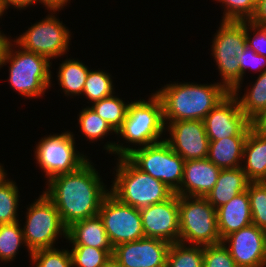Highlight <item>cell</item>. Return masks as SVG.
<instances>
[{
	"instance_id": "1",
	"label": "cell",
	"mask_w": 266,
	"mask_h": 267,
	"mask_svg": "<svg viewBox=\"0 0 266 267\" xmlns=\"http://www.w3.org/2000/svg\"><path fill=\"white\" fill-rule=\"evenodd\" d=\"M90 160L80 169L51 178L43 193L54 203L66 227L98 214L109 190Z\"/></svg>"
},
{
	"instance_id": "2",
	"label": "cell",
	"mask_w": 266,
	"mask_h": 267,
	"mask_svg": "<svg viewBox=\"0 0 266 267\" xmlns=\"http://www.w3.org/2000/svg\"><path fill=\"white\" fill-rule=\"evenodd\" d=\"M230 92L220 83H171L155 94L163 105L164 123L182 120H204L205 116Z\"/></svg>"
},
{
	"instance_id": "3",
	"label": "cell",
	"mask_w": 266,
	"mask_h": 267,
	"mask_svg": "<svg viewBox=\"0 0 266 267\" xmlns=\"http://www.w3.org/2000/svg\"><path fill=\"white\" fill-rule=\"evenodd\" d=\"M104 149L118 158L127 157L138 169L159 179L174 193L180 188L185 160L165 140L140 148L108 141Z\"/></svg>"
},
{
	"instance_id": "4",
	"label": "cell",
	"mask_w": 266,
	"mask_h": 267,
	"mask_svg": "<svg viewBox=\"0 0 266 267\" xmlns=\"http://www.w3.org/2000/svg\"><path fill=\"white\" fill-rule=\"evenodd\" d=\"M114 169L116 177L109 192L122 203L141 209L166 201L174 194L159 179L138 169L127 157L117 158Z\"/></svg>"
},
{
	"instance_id": "5",
	"label": "cell",
	"mask_w": 266,
	"mask_h": 267,
	"mask_svg": "<svg viewBox=\"0 0 266 267\" xmlns=\"http://www.w3.org/2000/svg\"><path fill=\"white\" fill-rule=\"evenodd\" d=\"M7 46L3 64H10L9 85L26 98H38L44 95L46 90L51 87L52 62L40 54L29 52L16 46V43ZM19 47L17 51L12 47ZM21 49V50H20ZM10 62V63H9Z\"/></svg>"
},
{
	"instance_id": "6",
	"label": "cell",
	"mask_w": 266,
	"mask_h": 267,
	"mask_svg": "<svg viewBox=\"0 0 266 267\" xmlns=\"http://www.w3.org/2000/svg\"><path fill=\"white\" fill-rule=\"evenodd\" d=\"M212 41V56L218 66L220 82L229 92L239 93L241 68L236 55L247 47L246 21H222Z\"/></svg>"
},
{
	"instance_id": "7",
	"label": "cell",
	"mask_w": 266,
	"mask_h": 267,
	"mask_svg": "<svg viewBox=\"0 0 266 267\" xmlns=\"http://www.w3.org/2000/svg\"><path fill=\"white\" fill-rule=\"evenodd\" d=\"M179 242L208 246L222 242L216 209L200 196L178 195Z\"/></svg>"
},
{
	"instance_id": "8",
	"label": "cell",
	"mask_w": 266,
	"mask_h": 267,
	"mask_svg": "<svg viewBox=\"0 0 266 267\" xmlns=\"http://www.w3.org/2000/svg\"><path fill=\"white\" fill-rule=\"evenodd\" d=\"M166 131L162 101L152 93L148 101L140 99L129 104L126 118L116 134L126 143H133L140 148L164 140L161 137Z\"/></svg>"
},
{
	"instance_id": "9",
	"label": "cell",
	"mask_w": 266,
	"mask_h": 267,
	"mask_svg": "<svg viewBox=\"0 0 266 267\" xmlns=\"http://www.w3.org/2000/svg\"><path fill=\"white\" fill-rule=\"evenodd\" d=\"M35 200L27 207L26 224L22 228L29 255L40 249L54 248L60 235L67 240V227L54 203L43 192Z\"/></svg>"
},
{
	"instance_id": "10",
	"label": "cell",
	"mask_w": 266,
	"mask_h": 267,
	"mask_svg": "<svg viewBox=\"0 0 266 267\" xmlns=\"http://www.w3.org/2000/svg\"><path fill=\"white\" fill-rule=\"evenodd\" d=\"M49 13L45 19L28 27V30L19 35L12 42L26 51L34 52L47 57L49 60L58 58L67 53L71 32L62 21L54 16L56 11L63 7H47Z\"/></svg>"
},
{
	"instance_id": "11",
	"label": "cell",
	"mask_w": 266,
	"mask_h": 267,
	"mask_svg": "<svg viewBox=\"0 0 266 267\" xmlns=\"http://www.w3.org/2000/svg\"><path fill=\"white\" fill-rule=\"evenodd\" d=\"M74 134L69 131L48 135L36 144L35 158L47 180L60 174L72 173L89 161L75 147Z\"/></svg>"
},
{
	"instance_id": "12",
	"label": "cell",
	"mask_w": 266,
	"mask_h": 267,
	"mask_svg": "<svg viewBox=\"0 0 266 267\" xmlns=\"http://www.w3.org/2000/svg\"><path fill=\"white\" fill-rule=\"evenodd\" d=\"M113 247L145 237L140 210L122 203L110 192L98 212Z\"/></svg>"
},
{
	"instance_id": "13",
	"label": "cell",
	"mask_w": 266,
	"mask_h": 267,
	"mask_svg": "<svg viewBox=\"0 0 266 267\" xmlns=\"http://www.w3.org/2000/svg\"><path fill=\"white\" fill-rule=\"evenodd\" d=\"M209 141L232 136H247L254 125L241 111L238 99L230 92L204 118Z\"/></svg>"
},
{
	"instance_id": "14",
	"label": "cell",
	"mask_w": 266,
	"mask_h": 267,
	"mask_svg": "<svg viewBox=\"0 0 266 267\" xmlns=\"http://www.w3.org/2000/svg\"><path fill=\"white\" fill-rule=\"evenodd\" d=\"M164 124L170 134L164 140L185 161L208 157L209 139L204 121L182 120Z\"/></svg>"
},
{
	"instance_id": "15",
	"label": "cell",
	"mask_w": 266,
	"mask_h": 267,
	"mask_svg": "<svg viewBox=\"0 0 266 267\" xmlns=\"http://www.w3.org/2000/svg\"><path fill=\"white\" fill-rule=\"evenodd\" d=\"M139 210L145 237L164 240L170 244L179 242V205L176 193L166 201Z\"/></svg>"
},
{
	"instance_id": "16",
	"label": "cell",
	"mask_w": 266,
	"mask_h": 267,
	"mask_svg": "<svg viewBox=\"0 0 266 267\" xmlns=\"http://www.w3.org/2000/svg\"><path fill=\"white\" fill-rule=\"evenodd\" d=\"M222 243L238 267H266V230L252 223L228 235Z\"/></svg>"
},
{
	"instance_id": "17",
	"label": "cell",
	"mask_w": 266,
	"mask_h": 267,
	"mask_svg": "<svg viewBox=\"0 0 266 267\" xmlns=\"http://www.w3.org/2000/svg\"><path fill=\"white\" fill-rule=\"evenodd\" d=\"M170 243L144 237L113 248L112 260L120 267H166Z\"/></svg>"
},
{
	"instance_id": "18",
	"label": "cell",
	"mask_w": 266,
	"mask_h": 267,
	"mask_svg": "<svg viewBox=\"0 0 266 267\" xmlns=\"http://www.w3.org/2000/svg\"><path fill=\"white\" fill-rule=\"evenodd\" d=\"M221 170L207 158L186 160L183 180L175 193L182 196L205 197L216 184Z\"/></svg>"
},
{
	"instance_id": "19",
	"label": "cell",
	"mask_w": 266,
	"mask_h": 267,
	"mask_svg": "<svg viewBox=\"0 0 266 267\" xmlns=\"http://www.w3.org/2000/svg\"><path fill=\"white\" fill-rule=\"evenodd\" d=\"M221 241L228 235L252 224L250 199L247 190L216 209Z\"/></svg>"
},
{
	"instance_id": "20",
	"label": "cell",
	"mask_w": 266,
	"mask_h": 267,
	"mask_svg": "<svg viewBox=\"0 0 266 267\" xmlns=\"http://www.w3.org/2000/svg\"><path fill=\"white\" fill-rule=\"evenodd\" d=\"M242 161L245 164L241 168L250 182H266V133L255 125L247 135Z\"/></svg>"
},
{
	"instance_id": "21",
	"label": "cell",
	"mask_w": 266,
	"mask_h": 267,
	"mask_svg": "<svg viewBox=\"0 0 266 267\" xmlns=\"http://www.w3.org/2000/svg\"><path fill=\"white\" fill-rule=\"evenodd\" d=\"M67 239L72 245L98 249H113L99 214L72 223L67 227Z\"/></svg>"
},
{
	"instance_id": "22",
	"label": "cell",
	"mask_w": 266,
	"mask_h": 267,
	"mask_svg": "<svg viewBox=\"0 0 266 267\" xmlns=\"http://www.w3.org/2000/svg\"><path fill=\"white\" fill-rule=\"evenodd\" d=\"M249 183L250 181L241 167L222 169L216 184L205 198L217 209L246 191Z\"/></svg>"
},
{
	"instance_id": "23",
	"label": "cell",
	"mask_w": 266,
	"mask_h": 267,
	"mask_svg": "<svg viewBox=\"0 0 266 267\" xmlns=\"http://www.w3.org/2000/svg\"><path fill=\"white\" fill-rule=\"evenodd\" d=\"M246 138L247 136H232L209 141L207 159L221 169L241 167Z\"/></svg>"
},
{
	"instance_id": "24",
	"label": "cell",
	"mask_w": 266,
	"mask_h": 267,
	"mask_svg": "<svg viewBox=\"0 0 266 267\" xmlns=\"http://www.w3.org/2000/svg\"><path fill=\"white\" fill-rule=\"evenodd\" d=\"M57 74L59 85L65 96L82 95L85 81L89 73L88 66L76 59H66L59 66Z\"/></svg>"
},
{
	"instance_id": "25",
	"label": "cell",
	"mask_w": 266,
	"mask_h": 267,
	"mask_svg": "<svg viewBox=\"0 0 266 267\" xmlns=\"http://www.w3.org/2000/svg\"><path fill=\"white\" fill-rule=\"evenodd\" d=\"M246 90L242 97L238 93L233 94L238 99L241 111L254 123L266 112V71L259 74L252 87Z\"/></svg>"
},
{
	"instance_id": "26",
	"label": "cell",
	"mask_w": 266,
	"mask_h": 267,
	"mask_svg": "<svg viewBox=\"0 0 266 267\" xmlns=\"http://www.w3.org/2000/svg\"><path fill=\"white\" fill-rule=\"evenodd\" d=\"M175 242L167 253L166 267H203L204 246Z\"/></svg>"
},
{
	"instance_id": "27",
	"label": "cell",
	"mask_w": 266,
	"mask_h": 267,
	"mask_svg": "<svg viewBox=\"0 0 266 267\" xmlns=\"http://www.w3.org/2000/svg\"><path fill=\"white\" fill-rule=\"evenodd\" d=\"M125 103V101L112 94L93 103L90 107L117 131L122 126L127 115L130 103Z\"/></svg>"
},
{
	"instance_id": "28",
	"label": "cell",
	"mask_w": 266,
	"mask_h": 267,
	"mask_svg": "<svg viewBox=\"0 0 266 267\" xmlns=\"http://www.w3.org/2000/svg\"><path fill=\"white\" fill-rule=\"evenodd\" d=\"M70 250L72 267H106L112 261L113 249L72 245Z\"/></svg>"
},
{
	"instance_id": "29",
	"label": "cell",
	"mask_w": 266,
	"mask_h": 267,
	"mask_svg": "<svg viewBox=\"0 0 266 267\" xmlns=\"http://www.w3.org/2000/svg\"><path fill=\"white\" fill-rule=\"evenodd\" d=\"M5 174L0 180V224H10L19 221L17 208L19 206V190L16 182L6 179Z\"/></svg>"
},
{
	"instance_id": "30",
	"label": "cell",
	"mask_w": 266,
	"mask_h": 267,
	"mask_svg": "<svg viewBox=\"0 0 266 267\" xmlns=\"http://www.w3.org/2000/svg\"><path fill=\"white\" fill-rule=\"evenodd\" d=\"M20 222L0 224V260L8 263L16 257L21 245L26 246Z\"/></svg>"
},
{
	"instance_id": "31",
	"label": "cell",
	"mask_w": 266,
	"mask_h": 267,
	"mask_svg": "<svg viewBox=\"0 0 266 267\" xmlns=\"http://www.w3.org/2000/svg\"><path fill=\"white\" fill-rule=\"evenodd\" d=\"M111 77L110 73L104 70H89L82 95H85L91 103H95L115 94Z\"/></svg>"
},
{
	"instance_id": "32",
	"label": "cell",
	"mask_w": 266,
	"mask_h": 267,
	"mask_svg": "<svg viewBox=\"0 0 266 267\" xmlns=\"http://www.w3.org/2000/svg\"><path fill=\"white\" fill-rule=\"evenodd\" d=\"M78 122L84 137L91 142L104 139L105 135L114 134L116 131L89 106L83 108L79 113Z\"/></svg>"
},
{
	"instance_id": "33",
	"label": "cell",
	"mask_w": 266,
	"mask_h": 267,
	"mask_svg": "<svg viewBox=\"0 0 266 267\" xmlns=\"http://www.w3.org/2000/svg\"><path fill=\"white\" fill-rule=\"evenodd\" d=\"M252 223L266 230V182H250L247 187Z\"/></svg>"
},
{
	"instance_id": "34",
	"label": "cell",
	"mask_w": 266,
	"mask_h": 267,
	"mask_svg": "<svg viewBox=\"0 0 266 267\" xmlns=\"http://www.w3.org/2000/svg\"><path fill=\"white\" fill-rule=\"evenodd\" d=\"M61 250L54 247L34 251L30 255L31 262L34 267H72L70 251Z\"/></svg>"
},
{
	"instance_id": "35",
	"label": "cell",
	"mask_w": 266,
	"mask_h": 267,
	"mask_svg": "<svg viewBox=\"0 0 266 267\" xmlns=\"http://www.w3.org/2000/svg\"><path fill=\"white\" fill-rule=\"evenodd\" d=\"M224 8L221 21H250L255 13L256 4L252 0H215Z\"/></svg>"
},
{
	"instance_id": "36",
	"label": "cell",
	"mask_w": 266,
	"mask_h": 267,
	"mask_svg": "<svg viewBox=\"0 0 266 267\" xmlns=\"http://www.w3.org/2000/svg\"><path fill=\"white\" fill-rule=\"evenodd\" d=\"M203 267H238L229 250L220 242L204 246Z\"/></svg>"
},
{
	"instance_id": "37",
	"label": "cell",
	"mask_w": 266,
	"mask_h": 267,
	"mask_svg": "<svg viewBox=\"0 0 266 267\" xmlns=\"http://www.w3.org/2000/svg\"><path fill=\"white\" fill-rule=\"evenodd\" d=\"M249 32H253V38ZM246 40L247 46L250 49L266 57V26L257 25L252 21H246Z\"/></svg>"
},
{
	"instance_id": "38",
	"label": "cell",
	"mask_w": 266,
	"mask_h": 267,
	"mask_svg": "<svg viewBox=\"0 0 266 267\" xmlns=\"http://www.w3.org/2000/svg\"><path fill=\"white\" fill-rule=\"evenodd\" d=\"M236 57L238 58V62L241 68V83L240 84H243L242 83L243 77L248 67L250 70L254 69L255 71L260 72V74L263 71H266V57L259 55L253 49H250L248 46L245 48L243 53H240V55H236Z\"/></svg>"
},
{
	"instance_id": "39",
	"label": "cell",
	"mask_w": 266,
	"mask_h": 267,
	"mask_svg": "<svg viewBox=\"0 0 266 267\" xmlns=\"http://www.w3.org/2000/svg\"><path fill=\"white\" fill-rule=\"evenodd\" d=\"M250 21L257 25L266 26V0H260L256 4L255 13Z\"/></svg>"
},
{
	"instance_id": "40",
	"label": "cell",
	"mask_w": 266,
	"mask_h": 267,
	"mask_svg": "<svg viewBox=\"0 0 266 267\" xmlns=\"http://www.w3.org/2000/svg\"><path fill=\"white\" fill-rule=\"evenodd\" d=\"M34 3L35 0H0V6L4 11L11 5L16 9L23 10Z\"/></svg>"
},
{
	"instance_id": "41",
	"label": "cell",
	"mask_w": 266,
	"mask_h": 267,
	"mask_svg": "<svg viewBox=\"0 0 266 267\" xmlns=\"http://www.w3.org/2000/svg\"><path fill=\"white\" fill-rule=\"evenodd\" d=\"M10 41H11L10 37L5 36L4 33H0V68L4 66L3 59L5 56L7 46L10 43Z\"/></svg>"
},
{
	"instance_id": "42",
	"label": "cell",
	"mask_w": 266,
	"mask_h": 267,
	"mask_svg": "<svg viewBox=\"0 0 266 267\" xmlns=\"http://www.w3.org/2000/svg\"><path fill=\"white\" fill-rule=\"evenodd\" d=\"M41 3L47 7H64L70 0H35L36 3Z\"/></svg>"
},
{
	"instance_id": "43",
	"label": "cell",
	"mask_w": 266,
	"mask_h": 267,
	"mask_svg": "<svg viewBox=\"0 0 266 267\" xmlns=\"http://www.w3.org/2000/svg\"><path fill=\"white\" fill-rule=\"evenodd\" d=\"M254 125L266 133V112L254 122Z\"/></svg>"
},
{
	"instance_id": "44",
	"label": "cell",
	"mask_w": 266,
	"mask_h": 267,
	"mask_svg": "<svg viewBox=\"0 0 266 267\" xmlns=\"http://www.w3.org/2000/svg\"><path fill=\"white\" fill-rule=\"evenodd\" d=\"M6 174L3 165L0 163V180Z\"/></svg>"
},
{
	"instance_id": "45",
	"label": "cell",
	"mask_w": 266,
	"mask_h": 267,
	"mask_svg": "<svg viewBox=\"0 0 266 267\" xmlns=\"http://www.w3.org/2000/svg\"><path fill=\"white\" fill-rule=\"evenodd\" d=\"M107 267H120L118 264H116L113 260L107 265Z\"/></svg>"
},
{
	"instance_id": "46",
	"label": "cell",
	"mask_w": 266,
	"mask_h": 267,
	"mask_svg": "<svg viewBox=\"0 0 266 267\" xmlns=\"http://www.w3.org/2000/svg\"><path fill=\"white\" fill-rule=\"evenodd\" d=\"M3 14H4V10L0 6V17L3 16ZM0 33H1V31H0Z\"/></svg>"
},
{
	"instance_id": "47",
	"label": "cell",
	"mask_w": 266,
	"mask_h": 267,
	"mask_svg": "<svg viewBox=\"0 0 266 267\" xmlns=\"http://www.w3.org/2000/svg\"><path fill=\"white\" fill-rule=\"evenodd\" d=\"M255 4H257L260 0H252Z\"/></svg>"
}]
</instances>
